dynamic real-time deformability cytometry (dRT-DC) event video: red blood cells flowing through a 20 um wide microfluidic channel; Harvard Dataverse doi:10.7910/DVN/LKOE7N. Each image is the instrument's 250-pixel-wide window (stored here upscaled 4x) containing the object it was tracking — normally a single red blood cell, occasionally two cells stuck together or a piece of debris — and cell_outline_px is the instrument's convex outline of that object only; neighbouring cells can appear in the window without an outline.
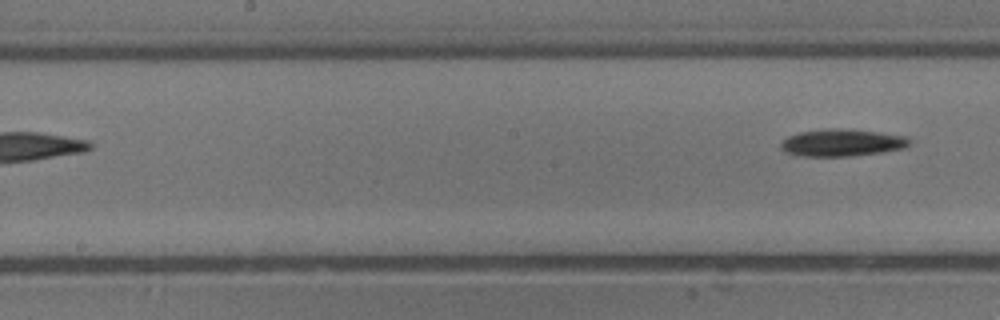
{"species": "common noctule bat (a hibernating species)", "species_latin": "Nyctalus noctula", "temperature_condition": "cold", "stored_images_in_passage": 6, "segment_of_instrument_passage": [2, 2], "camera_frame_rate_fps": 3000, "um_per_image_px": 0.085, "animal": {"sex": "male", "body_mass_g": 13.3}, "frame": {"image": 1, "passage_image": 6, "time_ms": 1.667, "image_size_px": [1000, 320], "cell_outline_px": [[912, 140], [904, 148], [880, 152], [848, 156], [800, 156], [784, 152], [780, 148], [780, 144], [788, 136], [800, 132], [828, 128], [840, 128], [876, 132], [908, 136]], "centroid_in_image_um": [71.54, 12.12], "position_along_channel_um": 176.7, "area_um2": 20.29}}